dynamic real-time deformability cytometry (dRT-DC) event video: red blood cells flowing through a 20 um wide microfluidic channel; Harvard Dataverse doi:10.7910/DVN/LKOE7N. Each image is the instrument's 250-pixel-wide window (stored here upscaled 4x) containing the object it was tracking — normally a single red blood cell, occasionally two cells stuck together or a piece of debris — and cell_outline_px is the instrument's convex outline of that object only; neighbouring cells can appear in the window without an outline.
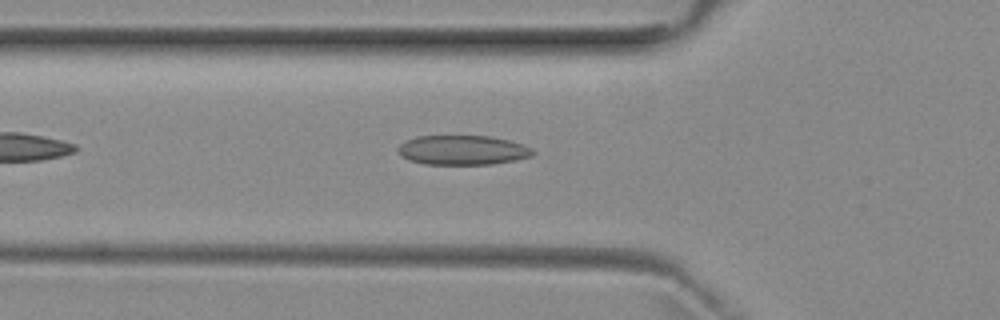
{"species": "common noctule bat (a hibernating species)", "species_latin": "Nyctalus noctula", "temperature_condition": "room temperature", "stored_images_in_passage": 39, "camera_frame_rate_fps": 3000, "um_per_image_px": 0.085, "animal": {"sex": "female", "body_mass_g": 29.2, "forearm_length_mm": 56.3}, "frame": {"image": 1, "passage_image": 7, "time_ms": 2.0, "image_size_px": [1000, 320], "cell_outline_px": [[536, 152], [532, 156], [516, 160], [492, 164], [424, 164], [408, 160], [400, 156], [396, 148], [404, 140], [416, 136], [492, 136], [524, 144], [532, 148]], "centroid_in_image_um": [39.31, 12.75], "position_along_channel_um": 86.5, "area_um2": 23.52}}
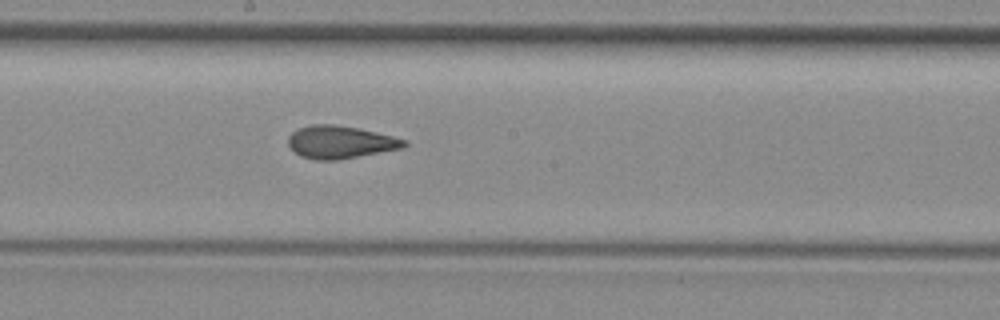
{"frame": {"image": 2, "passage_image": 17, "time_ms": 5.333, "image_size_px": [1000, 320], "cell_outline_px": [[408, 144], [404, 148], [336, 160], [316, 160], [300, 156], [288, 144], [288, 136], [292, 132], [300, 128], [312, 124], [332, 124], [360, 128], [408, 140]], "centroid_in_image_um": [28.95, 12.07], "position_along_channel_um": 219.3, "area_um2": 22.08}}
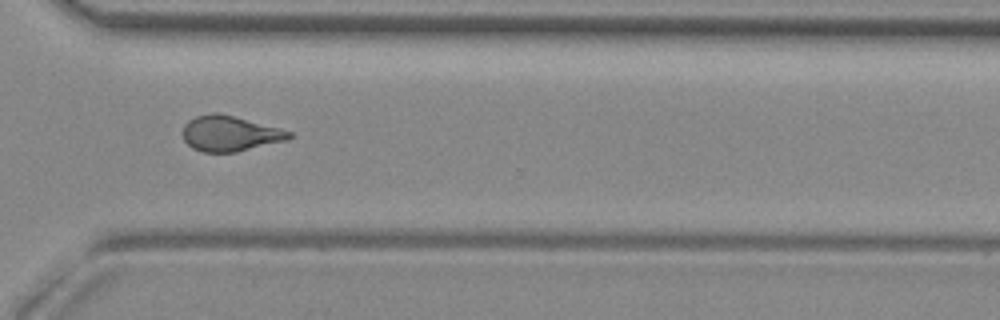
{"frame": {"image": 3, "passage_image": 27, "time_ms": 8.667, "image_size_px": [1000, 320], "cell_outline_px": [[292, 136], [288, 140], [236, 152], [204, 152], [192, 148], [184, 140], [184, 124], [188, 120], [196, 116], [212, 112], [216, 112], [280, 128], [292, 132]], "centroid_in_image_um": [19.54, 11.35], "position_along_channel_um": 351.1, "area_um2": 21.79}, "authors_computed_cell_mechanics": {"area_um2": 21.7906, "velocity_mm_per_s": 3.966, "shape_relaxation_time_tau1_ms": null, "shape_relaxation_time_tau2_ms": 2.2536, "deformation_change_tau1": null, "deformation_change_tau2": 0.1063}}